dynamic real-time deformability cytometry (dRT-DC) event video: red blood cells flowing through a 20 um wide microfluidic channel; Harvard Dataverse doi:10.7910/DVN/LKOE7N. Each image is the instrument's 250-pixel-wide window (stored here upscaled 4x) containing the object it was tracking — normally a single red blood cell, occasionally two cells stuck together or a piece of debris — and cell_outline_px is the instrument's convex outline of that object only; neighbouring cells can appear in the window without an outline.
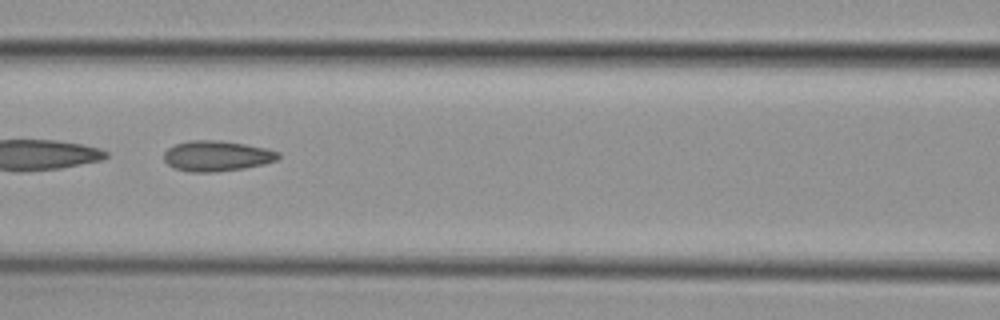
{"species": "common noctule bat (a hibernating species)", "species_latin": "Nyctalus noctula", "temperature_condition": "cold", "stored_images_in_passage": 54, "camera_frame_rate_fps": 3000, "um_per_image_px": 0.085, "animal": {"sex": "female", "body_mass_g": 29.2, "forearm_length_mm": 56.3}, "frame": {"image": 1, "passage_image": 24, "time_ms": 7.667, "image_size_px": [1000, 320], "cell_outline_px": [[280, 156], [276, 160], [264, 164], [244, 168], [216, 172], [188, 172], [176, 168], [168, 164], [164, 160], [164, 152], [168, 148], [176, 144], [188, 140], [220, 140], [268, 148], [280, 152]], "centroid_in_image_um": [18.44, 13.25], "position_along_channel_um": 148.2, "area_um2": 20.4}}
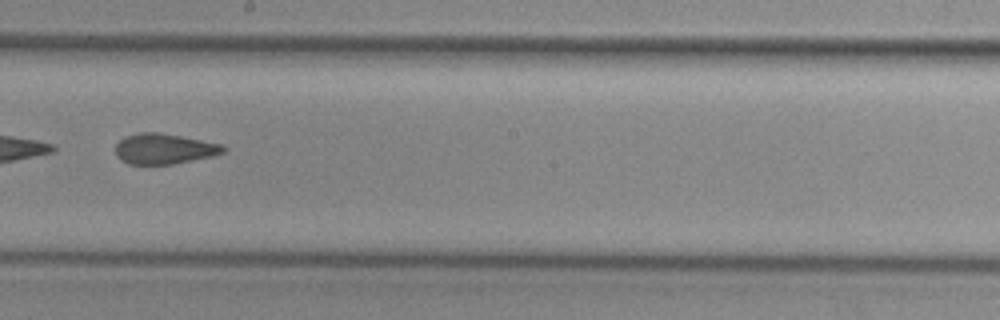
{"frame": {"image": 2, "passage_image": 31, "time_ms": 10.0, "image_size_px": [1000, 320], "cell_outline_px": [[224, 152], [212, 156], [172, 164], [128, 164], [120, 160], [116, 156], [116, 144], [124, 136], [140, 132], [156, 132], [180, 136], [224, 144]], "centroid_in_image_um": [13.92, 12.65], "position_along_channel_um": 234.3, "area_um2": 19.07}, "authors_computed_cell_mechanics": {"area_um2": 21.9351, "velocity_mm_per_s": 3.699, "shape_relaxation_time_tau1_ms": null, "shape_relaxation_time_tau2_ms": 2.1339, "deformation_change_tau1": null, "deformation_change_tau2": 0.107}}